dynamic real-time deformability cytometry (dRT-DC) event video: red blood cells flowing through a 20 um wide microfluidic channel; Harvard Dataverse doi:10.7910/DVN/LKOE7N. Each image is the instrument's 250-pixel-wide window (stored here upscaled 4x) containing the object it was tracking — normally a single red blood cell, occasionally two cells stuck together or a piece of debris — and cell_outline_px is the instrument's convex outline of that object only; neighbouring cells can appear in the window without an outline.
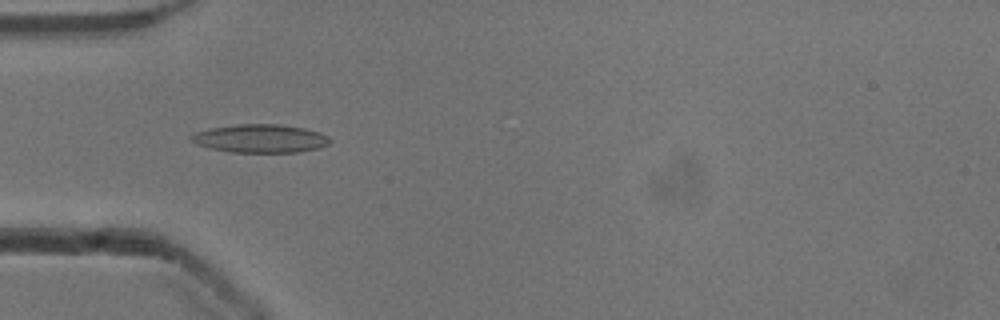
{"species": "common noctule bat (a hibernating species)", "species_latin": "Nyctalus noctula", "temperature_condition": "cold", "stored_images_in_passage": 52, "camera_frame_rate_fps": 3000, "um_per_image_px": 0.085, "animal": {"sex": "male", "body_mass_g": 13.3}, "frame": {"image": 1, "passage_image": 16, "time_ms": 5.0, "image_size_px": [1000, 320], "cell_outline_px": [[332, 140], [328, 144], [316, 148], [300, 152], [232, 152], [208, 148], [196, 144], [188, 136], [196, 132], [208, 128], [236, 124], [280, 124], [304, 128], [320, 132], [328, 136]], "centroid_in_image_um": [22.1, 11.76], "position_along_channel_um": 62.9, "area_um2": 23.0}}
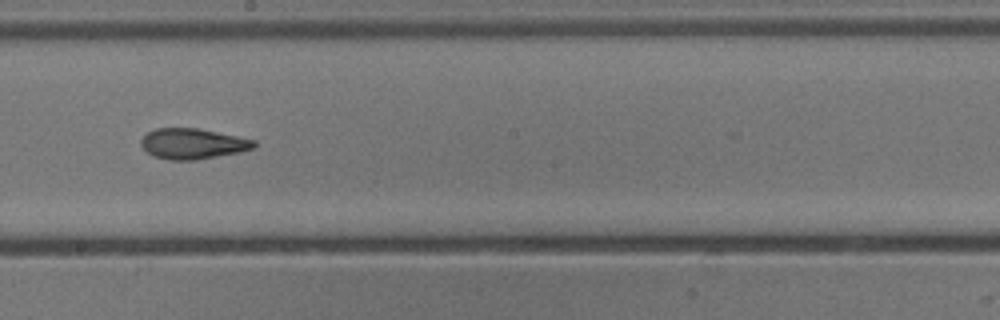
{"frame": {"image": 2, "passage_image": 29, "time_ms": 9.333, "image_size_px": [1000, 320], "cell_outline_px": [[256, 148], [240, 152], [196, 160], [168, 160], [156, 156], [148, 152], [140, 144], [140, 140], [148, 132], [156, 128], [196, 128], [256, 140]], "centroid_in_image_um": [16.4, 12.22], "position_along_channel_um": 231.8, "area_um2": 20.0}}
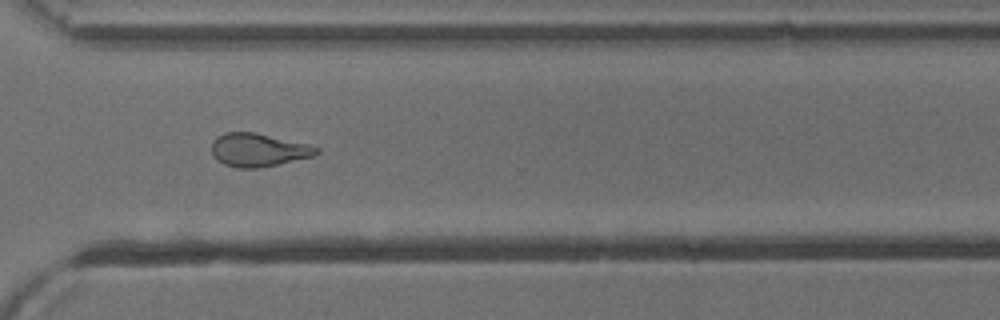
{"frame": {"image": 3, "passage_image": 38, "time_ms": 12.333, "image_size_px": [1000, 320], "cell_outline_px": [[320, 152], [312, 156], [260, 168], [236, 168], [224, 164], [216, 160], [212, 156], [212, 140], [216, 136], [224, 132], [256, 132], [308, 144], [320, 148]], "centroid_in_image_um": [21.92, 12.74], "position_along_channel_um": 348.7, "area_um2": 20.46}, "authors_computed_cell_mechanics": {"area_um2": 20.6057, "velocity_mm_per_s": 3.9084, "shape_relaxation_time_tau1_ms": null, "shape_relaxation_time_tau2_ms": 3.3655, "deformation_change_tau1": null, "deformation_change_tau2": 0.1255}}